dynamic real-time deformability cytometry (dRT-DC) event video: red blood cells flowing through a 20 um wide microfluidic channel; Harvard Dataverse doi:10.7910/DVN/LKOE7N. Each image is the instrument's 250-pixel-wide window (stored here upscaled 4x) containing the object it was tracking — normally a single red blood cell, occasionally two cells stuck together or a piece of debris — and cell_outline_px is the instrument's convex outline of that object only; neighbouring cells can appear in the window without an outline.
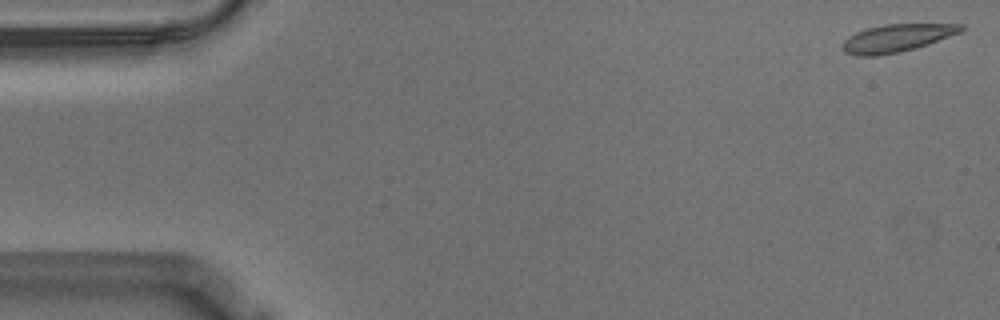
{"species": "Egyptian fruit bat (a non-hibernating species)", "species_latin": "Rousettus aegyptiacus", "temperature_condition": "warm", "stored_images_in_passage": 56, "camera_frame_rate_fps": 3000, "um_per_image_px": 0.085, "animal": {"sex": "male"}, "frame": {"image": 1, "passage_image": 1, "time_ms": 0.0, "image_size_px": [1000, 320], "cell_outline_px": [[964, 28], [960, 32], [900, 52], [876, 56], [856, 56], [844, 52], [840, 48], [844, 40], [856, 32], [868, 28], [884, 24], [964, 24]], "centroid_in_image_um": [76.14, 3.24], "position_along_channel_um": 8.9, "area_um2": 18.79}}
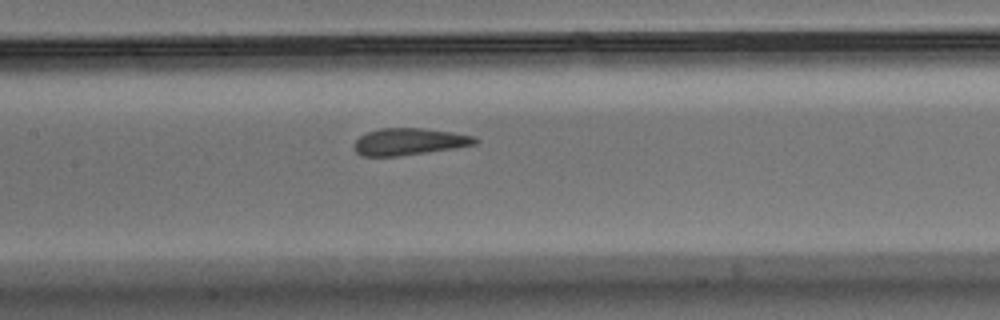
{"frame": {"image": 2, "passage_image": 26, "time_ms": 8.333, "image_size_px": [1000, 320], "cell_outline_px": [[480, 140], [476, 144], [456, 148], [400, 156], [360, 156], [356, 152], [352, 144], [360, 136], [368, 132], [380, 128], [420, 128], [476, 136]], "centroid_in_image_um": [34.77, 12.05], "position_along_channel_um": 172.6, "area_um2": 19.02}}
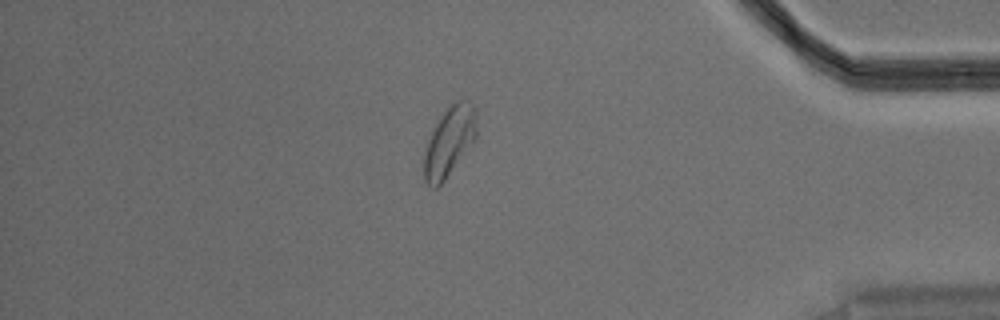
{"frame": {"image": 3, "passage_image": 48, "time_ms": 15.667, "image_size_px": [1000, 320], "cell_outline_px": [[476, 140], [444, 180], [436, 188], [432, 188], [424, 180], [424, 156], [428, 140], [432, 128], [440, 116], [456, 100], [472, 100], [476, 108]], "centroid_in_image_um": [38.21, 11.99], "position_along_channel_um": 397.0, "area_um2": 21.44}, "authors_computed_cell_mechanics": {"area_um2": 19.6231, "velocity_mm_per_s": 3.5333, "shape_relaxation_time_tau1_ms": 10.8329, "shape_relaxation_time_tau2_ms": null, "deformation_change_tau1": 0.2324, "deformation_change_tau2": null}}